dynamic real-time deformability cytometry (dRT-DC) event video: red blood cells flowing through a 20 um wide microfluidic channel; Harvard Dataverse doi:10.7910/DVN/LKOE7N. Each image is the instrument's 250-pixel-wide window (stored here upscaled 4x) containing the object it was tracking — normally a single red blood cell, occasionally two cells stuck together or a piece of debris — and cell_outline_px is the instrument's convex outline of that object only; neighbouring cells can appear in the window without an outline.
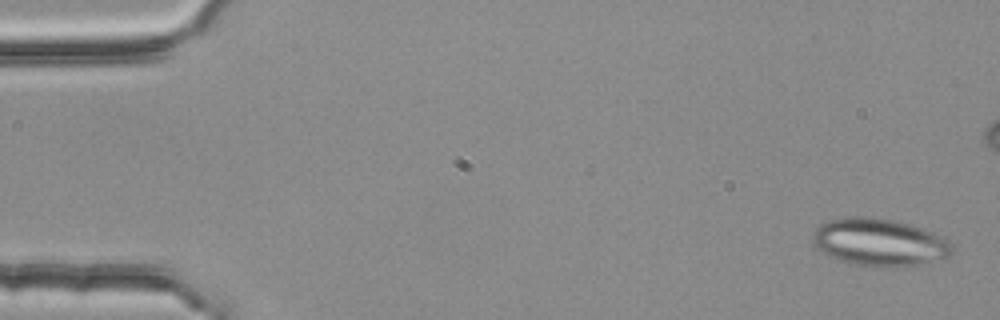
{"species": "common noctule bat (a hibernating species)", "species_latin": "Nyctalus noctula", "temperature_condition": "room temperature", "stored_images_in_passage": 5, "camera_frame_rate_fps": 3000, "um_per_image_px": 0.085, "animal": {"sex": "female", "body_mass_g": 25.1}, "frame": {"image": 1, "passage_image": 1, "time_ms": 0.0, "image_size_px": [1000, 320], "cell_outline_px": [[952, 252], [948, 256], [912, 264], [856, 264], [840, 260], [828, 256], [812, 240], [812, 236], [816, 228], [820, 224], [828, 220], [844, 216], [868, 216], [896, 220], [932, 232], [940, 236], [952, 244]], "centroid_in_image_um": [74.68, 20.52], "position_along_channel_um": 10.3, "area_um2": 37.17}}